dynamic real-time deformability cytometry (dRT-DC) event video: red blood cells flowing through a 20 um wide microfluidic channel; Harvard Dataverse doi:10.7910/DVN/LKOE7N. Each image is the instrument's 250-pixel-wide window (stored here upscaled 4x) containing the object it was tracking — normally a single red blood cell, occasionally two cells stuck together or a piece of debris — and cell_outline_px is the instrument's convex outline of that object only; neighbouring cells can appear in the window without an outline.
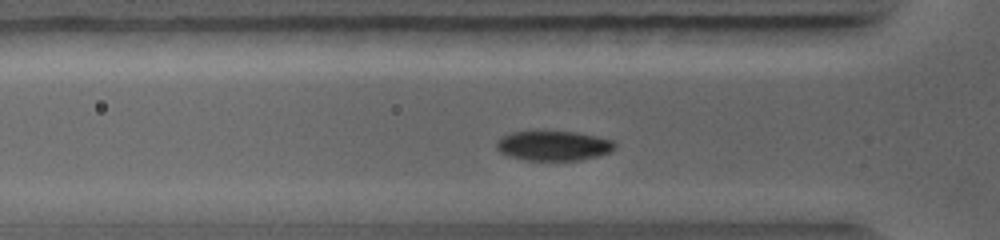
{"species": "common noctule bat (a hibernating species)", "species_latin": "Nyctalus noctula", "temperature_condition": "warm", "stored_images_in_passage": 40, "camera_frame_rate_fps": 5000, "um_per_image_px": 0.085, "animal": {"sex": "female", "body_mass_g": 19.0, "forearm_length_mm": 56.7}, "frame": {"image": 1, "passage_image": 8, "time_ms": 1.8, "image_size_px": [1000, 240], "cell_outline_px": [[616, 148], [612, 152], [580, 160], [528, 160], [508, 156], [500, 152], [496, 148], [496, 140], [500, 136], [512, 132], [576, 132], [616, 140]], "centroid_in_image_um": [47.07, 12.39], "position_along_channel_um": 78.7, "area_um2": 20.63}}
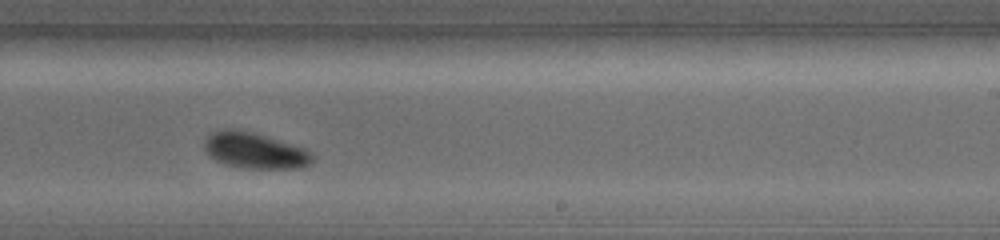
{"frame": {"image": 2, "passage_image": 26, "time_ms": 5.6, "image_size_px": [1000, 240], "cell_outline_px": [[312, 160], [308, 164], [300, 168], [244, 168], [224, 164], [208, 156], [204, 148], [204, 140], [212, 132], [224, 128], [236, 128], [252, 132], [292, 144], [304, 148], [312, 152]], "centroid_in_image_um": [21.6, 12.78], "position_along_channel_um": 267.4, "area_um2": 22.66}}
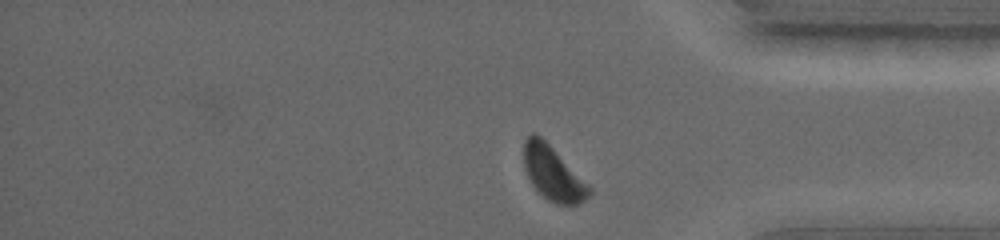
{"frame": {"image": 3, "passage_image": 40, "time_ms": 8.2, "image_size_px": [1000, 240], "cell_outline_px": [[592, 192], [584, 200], [576, 204], [556, 204], [548, 200], [532, 184], [524, 168], [524, 140], [532, 132], [536, 132], [592, 188]], "centroid_in_image_um": [46.98, 14.73], "position_along_channel_um": 388.2, "area_um2": 20.11}}